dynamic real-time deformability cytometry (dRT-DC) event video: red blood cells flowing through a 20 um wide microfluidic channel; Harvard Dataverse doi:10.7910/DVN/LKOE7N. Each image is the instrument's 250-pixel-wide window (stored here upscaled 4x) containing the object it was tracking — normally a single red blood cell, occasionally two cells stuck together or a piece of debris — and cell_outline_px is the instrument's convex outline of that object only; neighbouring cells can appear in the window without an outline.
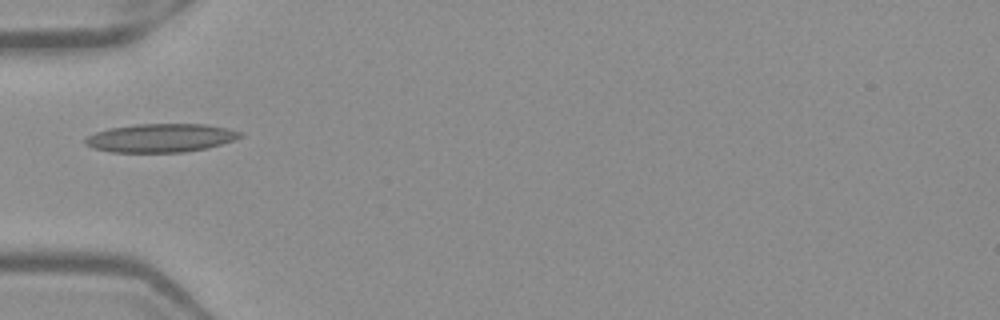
{"species": "Egyptian fruit bat (a non-hibernating species)", "species_latin": "Rousettus aegyptiacus", "temperature_condition": "warm", "stored_images_in_passage": 35, "camera_frame_rate_fps": 3000, "um_per_image_px": 0.085, "frame": {"image": 1, "passage_image": 1, "time_ms": 0.0, "image_size_px": [1000, 320], "cell_outline_px": [[244, 136], [208, 148], [184, 152], [112, 152], [92, 148], [84, 144], [84, 140], [88, 136], [96, 132], [108, 128], [136, 124], [208, 124], [228, 128], [244, 132]], "centroid_in_image_um": [13.68, 11.72], "position_along_channel_um": 71.3, "area_um2": 25.89}}
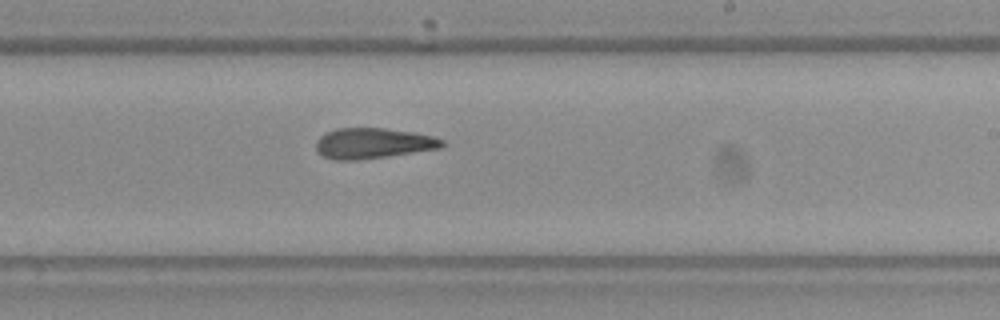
{"frame": {"image": 2, "passage_image": 15, "time_ms": 4.667, "image_size_px": [1000, 320], "cell_outline_px": [[444, 144], [440, 148], [388, 156], [356, 160], [336, 160], [324, 156], [316, 152], [316, 140], [320, 136], [336, 128], [384, 128], [416, 132], [432, 136], [444, 140]], "centroid_in_image_um": [31.7, 12.17], "position_along_channel_um": 257.3, "area_um2": 22.43}}
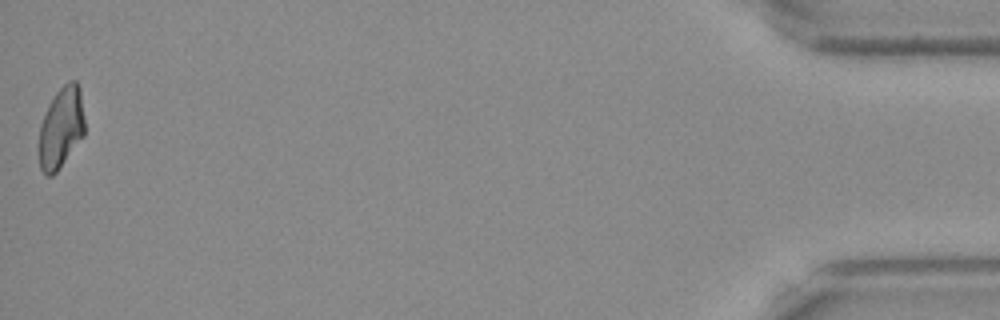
{"frame": {"image": 3, "passage_image": 35, "time_ms": 11.333, "image_size_px": [1000, 320], "cell_outline_px": [[84, 136], [56, 172], [52, 176], [44, 176], [40, 168], [40, 124], [56, 92], [68, 80], [76, 80], [80, 88], [84, 116]], "centroid_in_image_um": [5.22, 10.86], "position_along_channel_um": 430.0, "area_um2": 21.39}, "authors_computed_cell_mechanics": {"area_um2": 22.4842, "velocity_mm_per_s": 3.9719, "shape_relaxation_time_tau1_ms": null, "shape_relaxation_time_tau2_ms": 6.7489, "deformation_change_tau1": null, "deformation_change_tau2": 0.1756}}